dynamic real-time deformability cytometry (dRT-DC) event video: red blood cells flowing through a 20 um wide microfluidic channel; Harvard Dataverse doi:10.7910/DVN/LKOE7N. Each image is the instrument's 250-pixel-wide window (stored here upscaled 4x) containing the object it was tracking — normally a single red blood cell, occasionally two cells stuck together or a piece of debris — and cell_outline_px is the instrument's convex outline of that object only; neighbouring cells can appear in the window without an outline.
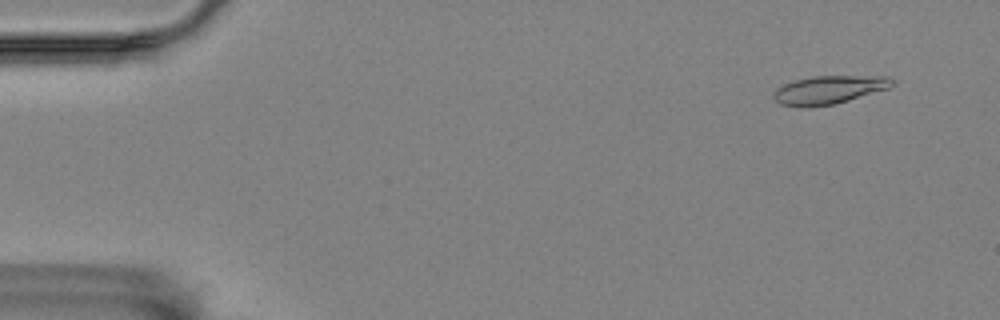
{"species": "Egyptian fruit bat (a non-hibernating species)", "species_latin": "Rousettus aegyptiacus", "temperature_condition": "room temperature", "stored_images_in_passage": 8, "camera_frame_rate_fps": 3000, "um_per_image_px": 0.085, "animal": {"sex": "female"}, "frame": {"image": 1, "passage_image": 1, "time_ms": 0.0, "image_size_px": [1000, 320], "cell_outline_px": [[896, 84], [888, 88], [848, 100], [832, 104], [780, 104], [772, 96], [772, 92], [776, 88], [784, 84], [796, 80], [816, 76], [888, 76], [896, 80]], "centroid_in_image_um": [70.54, 7.58], "position_along_channel_um": 14.5, "area_um2": 18.79}}
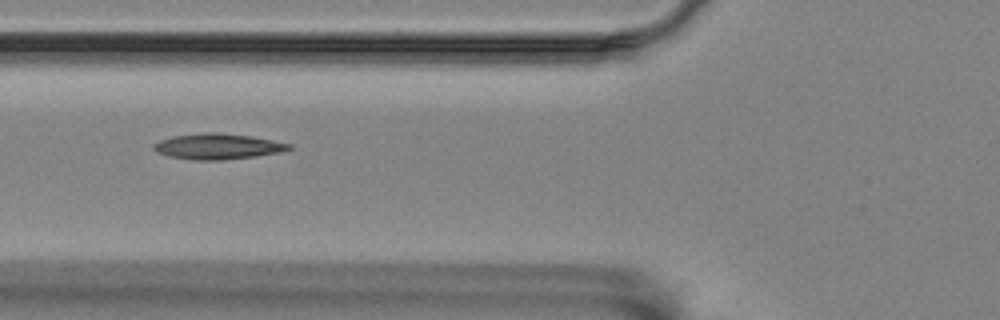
{"frame": {"image": 2, "passage_image": 6, "time_ms": 1.667, "image_size_px": [1000, 320], "cell_outline_px": [[292, 148], [280, 152], [256, 156], [224, 160], [192, 160], [168, 156], [156, 152], [152, 148], [152, 144], [160, 140], [172, 136], [204, 132], [220, 132], [252, 136], [292, 144]], "centroid_in_image_um": [18.48, 12.44], "position_along_channel_um": 107.3, "area_um2": 20.46}}
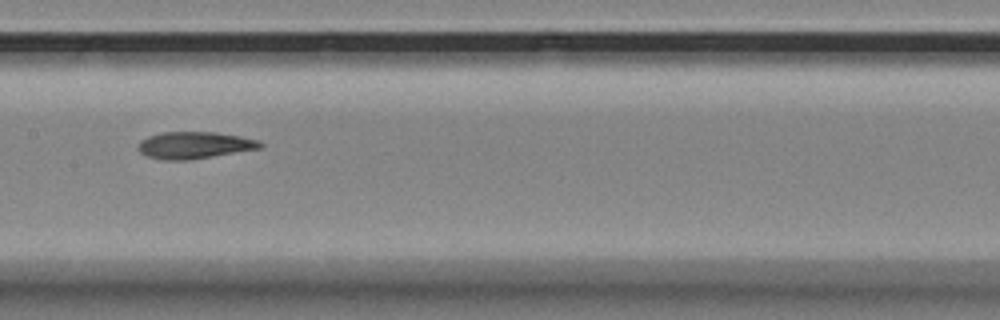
{"frame": {"image": 3, "passage_image": 8, "time_ms": 2.333, "image_size_px": [1000, 320], "cell_outline_px": [[264, 144], [260, 148], [188, 160], [160, 160], [144, 156], [136, 148], [140, 140], [148, 136], [160, 132], [216, 132], [240, 136], [260, 140]], "centroid_in_image_um": [16.46, 12.34], "position_along_channel_um": 190.9, "area_um2": 19.31}}